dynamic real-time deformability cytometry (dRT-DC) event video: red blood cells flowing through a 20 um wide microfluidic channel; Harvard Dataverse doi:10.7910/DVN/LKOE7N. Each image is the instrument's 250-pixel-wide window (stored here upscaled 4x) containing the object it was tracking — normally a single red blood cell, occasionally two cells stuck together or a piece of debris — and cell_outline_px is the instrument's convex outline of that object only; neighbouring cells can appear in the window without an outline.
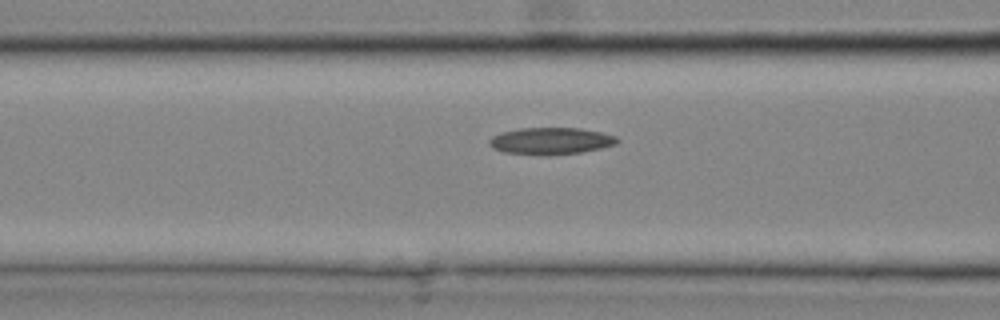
{"species": "common noctule bat (a hibernating species)", "species_latin": "Nyctalus noctula", "temperature_condition": "cold", "stored_images_in_passage": 5, "segment_of_instrument_passage": [2, 2], "camera_frame_rate_fps": 3000, "um_per_image_px": 0.085, "animal": {"sex": "male", "body_mass_g": 20.4}, "frame": {"image": 1, "passage_image": 4, "time_ms": 1.0, "image_size_px": [1000, 320], "cell_outline_px": [[620, 140], [616, 144], [600, 148], [580, 152], [548, 156], [544, 156], [504, 152], [492, 148], [488, 144], [488, 140], [492, 136], [504, 132], [520, 128], [580, 128], [600, 132], [616, 136]], "centroid_in_image_um": [46.8, 11.99], "position_along_channel_um": 119.8, "area_um2": 20.11}}